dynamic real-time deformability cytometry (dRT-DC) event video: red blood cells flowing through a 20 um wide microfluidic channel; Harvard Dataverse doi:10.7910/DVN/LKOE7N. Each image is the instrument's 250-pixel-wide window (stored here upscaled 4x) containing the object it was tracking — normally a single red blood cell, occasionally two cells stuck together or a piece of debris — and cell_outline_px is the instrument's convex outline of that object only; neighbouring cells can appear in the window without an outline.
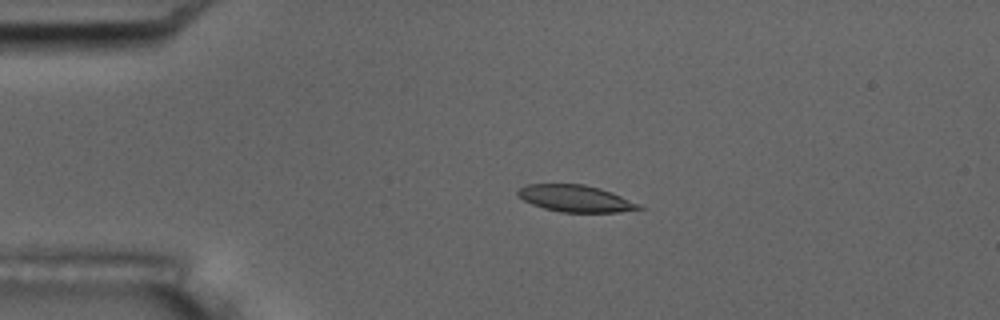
{"species": "common noctule bat (a hibernating species)", "species_latin": "Nyctalus noctula", "temperature_condition": "room temperature", "stored_images_in_passage": 4, "camera_frame_rate_fps": 3000, "um_per_image_px": 0.085, "animal": {"sex": "male", "body_mass_g": 17.5, "forearm_length_mm": 52.3}, "frame": {"image": 1, "passage_image": 3, "time_ms": 2.0, "image_size_px": [1000, 320], "cell_outline_px": [[644, 208], [620, 212], [560, 212], [544, 208], [532, 204], [524, 200], [516, 192], [516, 188], [524, 184], [584, 184], [600, 188], [612, 192], [640, 204]], "centroid_in_image_um": [48.9, 16.86], "position_along_channel_um": 36.1, "area_um2": 18.96}}